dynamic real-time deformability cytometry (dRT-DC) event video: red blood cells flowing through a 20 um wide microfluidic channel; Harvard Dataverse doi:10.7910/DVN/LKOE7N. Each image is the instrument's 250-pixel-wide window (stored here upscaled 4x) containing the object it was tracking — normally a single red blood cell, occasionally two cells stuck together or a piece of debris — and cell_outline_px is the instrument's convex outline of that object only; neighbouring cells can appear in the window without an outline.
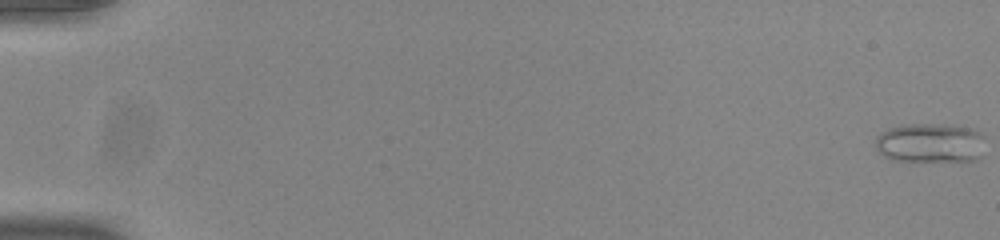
{"species": "common noctule bat (a hibernating species)", "species_latin": "Nyctalus noctula", "temperature_condition": "room temperature", "stored_images_in_passage": 55, "camera_frame_rate_fps": 3000, "um_per_image_px": 0.085, "animal": {"sex": "male", "body_mass_g": 20.0, "forearm_length_mm": 53.3}, "frame": {"image": 1, "passage_image": 1, "time_ms": 0.0, "image_size_px": [1000, 240], "cell_outline_px": [[984, 136], [980, 156], [976, 160], [892, 160], [884, 156], [876, 148], [876, 136], [880, 132], [888, 128], [900, 124], [944, 124], [968, 128]], "centroid_in_image_um": [79.01, 12.13], "position_along_channel_um": 6.0, "area_um2": 24.97}}
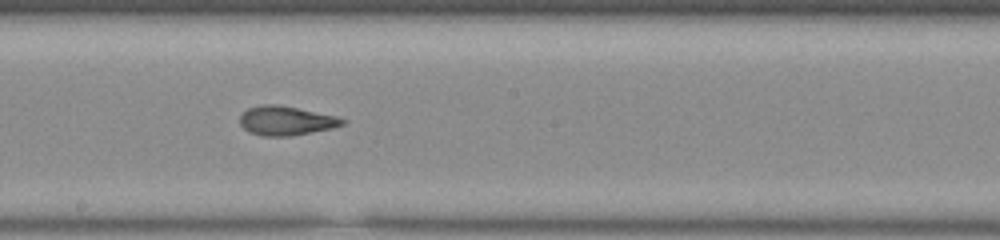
{"frame": {"image": 2, "passage_image": 32, "time_ms": 10.333, "image_size_px": [1000, 240], "cell_outline_px": [[348, 120], [344, 124], [332, 128], [292, 136], [260, 136], [248, 132], [240, 124], [240, 116], [248, 108], [260, 104], [276, 104], [336, 116]], "centroid_in_image_um": [24.3, 10.27], "position_along_channel_um": 223.9, "area_um2": 17.46}}
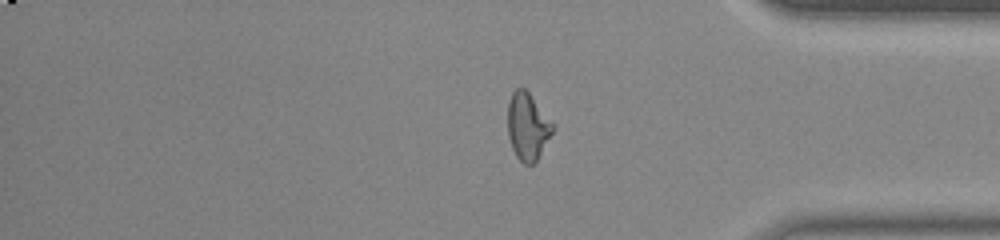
{"frame": {"image": 3, "passage_image": 46, "time_ms": 15.0, "image_size_px": [1000, 240], "cell_outline_px": [[556, 128], [536, 160], [532, 164], [524, 164], [516, 156], [512, 148], [508, 136], [508, 100], [512, 92], [516, 88], [524, 88], [528, 92], [556, 124]], "centroid_in_image_um": [44.87, 10.73], "position_along_channel_um": 390.3, "area_um2": 17.8}, "authors_computed_cell_mechanics": {"area_um2": 18.3804, "velocity_mm_per_s": 3.8823, "shape_relaxation_time_tau1_ms": null, "shape_relaxation_time_tau2_ms": 1.537, "deformation_change_tau1": null, "deformation_change_tau2": 0.0953}}